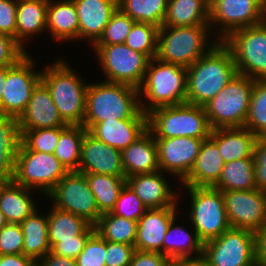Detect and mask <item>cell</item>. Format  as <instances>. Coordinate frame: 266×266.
<instances>
[{
  "label": "cell",
  "mask_w": 266,
  "mask_h": 266,
  "mask_svg": "<svg viewBox=\"0 0 266 266\" xmlns=\"http://www.w3.org/2000/svg\"><path fill=\"white\" fill-rule=\"evenodd\" d=\"M209 27L210 25L160 27L156 58L186 68L191 66L218 42L212 40L208 44V32L211 31Z\"/></svg>",
  "instance_id": "5b68a950"
},
{
  "label": "cell",
  "mask_w": 266,
  "mask_h": 266,
  "mask_svg": "<svg viewBox=\"0 0 266 266\" xmlns=\"http://www.w3.org/2000/svg\"><path fill=\"white\" fill-rule=\"evenodd\" d=\"M47 9L48 0H17L16 41L24 49L27 37L46 31Z\"/></svg>",
  "instance_id": "4dcf8cb0"
},
{
  "label": "cell",
  "mask_w": 266,
  "mask_h": 266,
  "mask_svg": "<svg viewBox=\"0 0 266 266\" xmlns=\"http://www.w3.org/2000/svg\"><path fill=\"white\" fill-rule=\"evenodd\" d=\"M90 235H78L74 239L62 240L57 242L51 252L62 257L76 259L84 248V244Z\"/></svg>",
  "instance_id": "816d5d0a"
},
{
  "label": "cell",
  "mask_w": 266,
  "mask_h": 266,
  "mask_svg": "<svg viewBox=\"0 0 266 266\" xmlns=\"http://www.w3.org/2000/svg\"><path fill=\"white\" fill-rule=\"evenodd\" d=\"M253 157L256 189L266 192V138H257Z\"/></svg>",
  "instance_id": "681fc988"
},
{
  "label": "cell",
  "mask_w": 266,
  "mask_h": 266,
  "mask_svg": "<svg viewBox=\"0 0 266 266\" xmlns=\"http://www.w3.org/2000/svg\"><path fill=\"white\" fill-rule=\"evenodd\" d=\"M210 138L218 145L224 163L253 156L257 136L245 127L217 128Z\"/></svg>",
  "instance_id": "484cf974"
},
{
  "label": "cell",
  "mask_w": 266,
  "mask_h": 266,
  "mask_svg": "<svg viewBox=\"0 0 266 266\" xmlns=\"http://www.w3.org/2000/svg\"><path fill=\"white\" fill-rule=\"evenodd\" d=\"M79 172L125 177L121 164V151L96 139L88 131L83 137Z\"/></svg>",
  "instance_id": "ac0fdd59"
},
{
  "label": "cell",
  "mask_w": 266,
  "mask_h": 266,
  "mask_svg": "<svg viewBox=\"0 0 266 266\" xmlns=\"http://www.w3.org/2000/svg\"><path fill=\"white\" fill-rule=\"evenodd\" d=\"M49 212L48 239L50 248L62 240L74 239L78 235H91L95 231V227L80 216L53 206Z\"/></svg>",
  "instance_id": "1f68e13d"
},
{
  "label": "cell",
  "mask_w": 266,
  "mask_h": 266,
  "mask_svg": "<svg viewBox=\"0 0 266 266\" xmlns=\"http://www.w3.org/2000/svg\"><path fill=\"white\" fill-rule=\"evenodd\" d=\"M205 139L208 138H155L160 171L177 176L182 182L194 166Z\"/></svg>",
  "instance_id": "e0dca14e"
},
{
  "label": "cell",
  "mask_w": 266,
  "mask_h": 266,
  "mask_svg": "<svg viewBox=\"0 0 266 266\" xmlns=\"http://www.w3.org/2000/svg\"><path fill=\"white\" fill-rule=\"evenodd\" d=\"M258 138H266V80H255L244 125Z\"/></svg>",
  "instance_id": "ab89813d"
},
{
  "label": "cell",
  "mask_w": 266,
  "mask_h": 266,
  "mask_svg": "<svg viewBox=\"0 0 266 266\" xmlns=\"http://www.w3.org/2000/svg\"><path fill=\"white\" fill-rule=\"evenodd\" d=\"M213 187L221 192L256 189L254 157L225 163L221 176Z\"/></svg>",
  "instance_id": "e575fe53"
},
{
  "label": "cell",
  "mask_w": 266,
  "mask_h": 266,
  "mask_svg": "<svg viewBox=\"0 0 266 266\" xmlns=\"http://www.w3.org/2000/svg\"><path fill=\"white\" fill-rule=\"evenodd\" d=\"M254 79L237 74L204 105L211 129L244 127Z\"/></svg>",
  "instance_id": "52a82bcc"
},
{
  "label": "cell",
  "mask_w": 266,
  "mask_h": 266,
  "mask_svg": "<svg viewBox=\"0 0 266 266\" xmlns=\"http://www.w3.org/2000/svg\"><path fill=\"white\" fill-rule=\"evenodd\" d=\"M172 261L160 252L135 250L129 266H171Z\"/></svg>",
  "instance_id": "f5cc1de1"
},
{
  "label": "cell",
  "mask_w": 266,
  "mask_h": 266,
  "mask_svg": "<svg viewBox=\"0 0 266 266\" xmlns=\"http://www.w3.org/2000/svg\"><path fill=\"white\" fill-rule=\"evenodd\" d=\"M264 20L266 0H210L209 25L211 29L213 25L220 26L217 41H223L234 31Z\"/></svg>",
  "instance_id": "5bb4252c"
},
{
  "label": "cell",
  "mask_w": 266,
  "mask_h": 266,
  "mask_svg": "<svg viewBox=\"0 0 266 266\" xmlns=\"http://www.w3.org/2000/svg\"><path fill=\"white\" fill-rule=\"evenodd\" d=\"M67 172L54 154L31 151L21 144L13 181L31 190L40 189L47 195Z\"/></svg>",
  "instance_id": "30bf717a"
},
{
  "label": "cell",
  "mask_w": 266,
  "mask_h": 266,
  "mask_svg": "<svg viewBox=\"0 0 266 266\" xmlns=\"http://www.w3.org/2000/svg\"><path fill=\"white\" fill-rule=\"evenodd\" d=\"M17 0H0V34L16 40Z\"/></svg>",
  "instance_id": "f907efd6"
},
{
  "label": "cell",
  "mask_w": 266,
  "mask_h": 266,
  "mask_svg": "<svg viewBox=\"0 0 266 266\" xmlns=\"http://www.w3.org/2000/svg\"><path fill=\"white\" fill-rule=\"evenodd\" d=\"M148 115V130L154 138H209L211 127L204 106L183 103L161 106Z\"/></svg>",
  "instance_id": "8992f818"
},
{
  "label": "cell",
  "mask_w": 266,
  "mask_h": 266,
  "mask_svg": "<svg viewBox=\"0 0 266 266\" xmlns=\"http://www.w3.org/2000/svg\"><path fill=\"white\" fill-rule=\"evenodd\" d=\"M7 66L0 68V102L3 95L4 85L6 81Z\"/></svg>",
  "instance_id": "680465c9"
},
{
  "label": "cell",
  "mask_w": 266,
  "mask_h": 266,
  "mask_svg": "<svg viewBox=\"0 0 266 266\" xmlns=\"http://www.w3.org/2000/svg\"><path fill=\"white\" fill-rule=\"evenodd\" d=\"M11 36L0 34V68L17 63L27 51Z\"/></svg>",
  "instance_id": "c3c4849f"
},
{
  "label": "cell",
  "mask_w": 266,
  "mask_h": 266,
  "mask_svg": "<svg viewBox=\"0 0 266 266\" xmlns=\"http://www.w3.org/2000/svg\"><path fill=\"white\" fill-rule=\"evenodd\" d=\"M254 247L253 232L230 227L203 243L202 257L210 266H256Z\"/></svg>",
  "instance_id": "4fadbf2b"
},
{
  "label": "cell",
  "mask_w": 266,
  "mask_h": 266,
  "mask_svg": "<svg viewBox=\"0 0 266 266\" xmlns=\"http://www.w3.org/2000/svg\"><path fill=\"white\" fill-rule=\"evenodd\" d=\"M231 228L256 232L266 224V192L234 190L222 192Z\"/></svg>",
  "instance_id": "2e32d148"
},
{
  "label": "cell",
  "mask_w": 266,
  "mask_h": 266,
  "mask_svg": "<svg viewBox=\"0 0 266 266\" xmlns=\"http://www.w3.org/2000/svg\"><path fill=\"white\" fill-rule=\"evenodd\" d=\"M146 210L147 208L140 198L127 184H125L110 213L138 222Z\"/></svg>",
  "instance_id": "ee69618b"
},
{
  "label": "cell",
  "mask_w": 266,
  "mask_h": 266,
  "mask_svg": "<svg viewBox=\"0 0 266 266\" xmlns=\"http://www.w3.org/2000/svg\"><path fill=\"white\" fill-rule=\"evenodd\" d=\"M37 266H77V263L75 259L62 257L49 251L37 262Z\"/></svg>",
  "instance_id": "11a10c76"
},
{
  "label": "cell",
  "mask_w": 266,
  "mask_h": 266,
  "mask_svg": "<svg viewBox=\"0 0 266 266\" xmlns=\"http://www.w3.org/2000/svg\"><path fill=\"white\" fill-rule=\"evenodd\" d=\"M158 31L155 25L135 22L124 43L151 60L157 54Z\"/></svg>",
  "instance_id": "60d3db41"
},
{
  "label": "cell",
  "mask_w": 266,
  "mask_h": 266,
  "mask_svg": "<svg viewBox=\"0 0 266 266\" xmlns=\"http://www.w3.org/2000/svg\"><path fill=\"white\" fill-rule=\"evenodd\" d=\"M255 264L266 266V224L254 232Z\"/></svg>",
  "instance_id": "db71d44e"
},
{
  "label": "cell",
  "mask_w": 266,
  "mask_h": 266,
  "mask_svg": "<svg viewBox=\"0 0 266 266\" xmlns=\"http://www.w3.org/2000/svg\"><path fill=\"white\" fill-rule=\"evenodd\" d=\"M31 189L15 183L5 182L0 185V210L8 223L21 224L37 209L31 197Z\"/></svg>",
  "instance_id": "f1b7e54d"
},
{
  "label": "cell",
  "mask_w": 266,
  "mask_h": 266,
  "mask_svg": "<svg viewBox=\"0 0 266 266\" xmlns=\"http://www.w3.org/2000/svg\"><path fill=\"white\" fill-rule=\"evenodd\" d=\"M174 219L164 236L162 243V254L171 261L182 258H195L202 256L203 243L197 237L196 231L189 233L183 226H177ZM176 225V226H175Z\"/></svg>",
  "instance_id": "d6a6232c"
},
{
  "label": "cell",
  "mask_w": 266,
  "mask_h": 266,
  "mask_svg": "<svg viewBox=\"0 0 266 266\" xmlns=\"http://www.w3.org/2000/svg\"><path fill=\"white\" fill-rule=\"evenodd\" d=\"M184 187L191 196L189 219L202 243L219 237L230 228L220 190L214 187Z\"/></svg>",
  "instance_id": "9c48e42d"
},
{
  "label": "cell",
  "mask_w": 266,
  "mask_h": 266,
  "mask_svg": "<svg viewBox=\"0 0 266 266\" xmlns=\"http://www.w3.org/2000/svg\"><path fill=\"white\" fill-rule=\"evenodd\" d=\"M135 246L106 241L105 266H129Z\"/></svg>",
  "instance_id": "7dc6e473"
},
{
  "label": "cell",
  "mask_w": 266,
  "mask_h": 266,
  "mask_svg": "<svg viewBox=\"0 0 266 266\" xmlns=\"http://www.w3.org/2000/svg\"><path fill=\"white\" fill-rule=\"evenodd\" d=\"M21 130L67 127L46 85L40 81L33 89L25 111L19 117Z\"/></svg>",
  "instance_id": "d6986e66"
},
{
  "label": "cell",
  "mask_w": 266,
  "mask_h": 266,
  "mask_svg": "<svg viewBox=\"0 0 266 266\" xmlns=\"http://www.w3.org/2000/svg\"><path fill=\"white\" fill-rule=\"evenodd\" d=\"M222 42L230 49L238 74L266 80V20L238 29Z\"/></svg>",
  "instance_id": "ba28073f"
},
{
  "label": "cell",
  "mask_w": 266,
  "mask_h": 266,
  "mask_svg": "<svg viewBox=\"0 0 266 266\" xmlns=\"http://www.w3.org/2000/svg\"><path fill=\"white\" fill-rule=\"evenodd\" d=\"M92 47H95L106 82L127 84L137 89L141 86L150 60L145 54L134 51L125 43Z\"/></svg>",
  "instance_id": "8fae6325"
},
{
  "label": "cell",
  "mask_w": 266,
  "mask_h": 266,
  "mask_svg": "<svg viewBox=\"0 0 266 266\" xmlns=\"http://www.w3.org/2000/svg\"><path fill=\"white\" fill-rule=\"evenodd\" d=\"M138 91L139 98L144 96L145 100L150 101L144 104L140 99V108L145 113L161 106L186 103L187 68L152 58Z\"/></svg>",
  "instance_id": "277c9868"
},
{
  "label": "cell",
  "mask_w": 266,
  "mask_h": 266,
  "mask_svg": "<svg viewBox=\"0 0 266 266\" xmlns=\"http://www.w3.org/2000/svg\"><path fill=\"white\" fill-rule=\"evenodd\" d=\"M95 199L96 206L101 214L111 212L123 186L126 177L103 174H85Z\"/></svg>",
  "instance_id": "d590c367"
},
{
  "label": "cell",
  "mask_w": 266,
  "mask_h": 266,
  "mask_svg": "<svg viewBox=\"0 0 266 266\" xmlns=\"http://www.w3.org/2000/svg\"><path fill=\"white\" fill-rule=\"evenodd\" d=\"M121 164L126 178L160 170L158 147L153 134L149 130L121 151Z\"/></svg>",
  "instance_id": "cb8c5ba5"
},
{
  "label": "cell",
  "mask_w": 266,
  "mask_h": 266,
  "mask_svg": "<svg viewBox=\"0 0 266 266\" xmlns=\"http://www.w3.org/2000/svg\"><path fill=\"white\" fill-rule=\"evenodd\" d=\"M23 240L21 224L7 223L0 229V255L23 254Z\"/></svg>",
  "instance_id": "bcb514c9"
},
{
  "label": "cell",
  "mask_w": 266,
  "mask_h": 266,
  "mask_svg": "<svg viewBox=\"0 0 266 266\" xmlns=\"http://www.w3.org/2000/svg\"><path fill=\"white\" fill-rule=\"evenodd\" d=\"M137 221L128 220L110 212L102 214L94 225L95 232L108 242L134 246L137 237Z\"/></svg>",
  "instance_id": "74e56055"
},
{
  "label": "cell",
  "mask_w": 266,
  "mask_h": 266,
  "mask_svg": "<svg viewBox=\"0 0 266 266\" xmlns=\"http://www.w3.org/2000/svg\"><path fill=\"white\" fill-rule=\"evenodd\" d=\"M22 133L19 117L0 114V182L13 181L15 160L20 145Z\"/></svg>",
  "instance_id": "4316f807"
},
{
  "label": "cell",
  "mask_w": 266,
  "mask_h": 266,
  "mask_svg": "<svg viewBox=\"0 0 266 266\" xmlns=\"http://www.w3.org/2000/svg\"><path fill=\"white\" fill-rule=\"evenodd\" d=\"M38 214L36 210L21 223L24 234L23 254L36 263L51 251L48 239V215L44 217Z\"/></svg>",
  "instance_id": "836d02e7"
},
{
  "label": "cell",
  "mask_w": 266,
  "mask_h": 266,
  "mask_svg": "<svg viewBox=\"0 0 266 266\" xmlns=\"http://www.w3.org/2000/svg\"><path fill=\"white\" fill-rule=\"evenodd\" d=\"M135 21L119 8L110 18L100 38L93 45H114L125 42Z\"/></svg>",
  "instance_id": "7bdbcfd3"
},
{
  "label": "cell",
  "mask_w": 266,
  "mask_h": 266,
  "mask_svg": "<svg viewBox=\"0 0 266 266\" xmlns=\"http://www.w3.org/2000/svg\"><path fill=\"white\" fill-rule=\"evenodd\" d=\"M0 266H37V263L24 254L0 255Z\"/></svg>",
  "instance_id": "9f6ffc18"
},
{
  "label": "cell",
  "mask_w": 266,
  "mask_h": 266,
  "mask_svg": "<svg viewBox=\"0 0 266 266\" xmlns=\"http://www.w3.org/2000/svg\"><path fill=\"white\" fill-rule=\"evenodd\" d=\"M42 71L41 81L49 89L62 120L67 125H83L88 84L62 59Z\"/></svg>",
  "instance_id": "3957f363"
},
{
  "label": "cell",
  "mask_w": 266,
  "mask_h": 266,
  "mask_svg": "<svg viewBox=\"0 0 266 266\" xmlns=\"http://www.w3.org/2000/svg\"><path fill=\"white\" fill-rule=\"evenodd\" d=\"M105 254L106 240L94 231L75 260L77 266H105Z\"/></svg>",
  "instance_id": "f6af8a7d"
},
{
  "label": "cell",
  "mask_w": 266,
  "mask_h": 266,
  "mask_svg": "<svg viewBox=\"0 0 266 266\" xmlns=\"http://www.w3.org/2000/svg\"><path fill=\"white\" fill-rule=\"evenodd\" d=\"M46 31L56 40H79V20L73 0H48Z\"/></svg>",
  "instance_id": "83f0119b"
},
{
  "label": "cell",
  "mask_w": 266,
  "mask_h": 266,
  "mask_svg": "<svg viewBox=\"0 0 266 266\" xmlns=\"http://www.w3.org/2000/svg\"><path fill=\"white\" fill-rule=\"evenodd\" d=\"M230 49L218 41L187 67L186 103L204 106L237 75Z\"/></svg>",
  "instance_id": "6da1fadb"
},
{
  "label": "cell",
  "mask_w": 266,
  "mask_h": 266,
  "mask_svg": "<svg viewBox=\"0 0 266 266\" xmlns=\"http://www.w3.org/2000/svg\"><path fill=\"white\" fill-rule=\"evenodd\" d=\"M148 130V118L104 120L95 123L88 132L107 145L123 151Z\"/></svg>",
  "instance_id": "7402d4cb"
},
{
  "label": "cell",
  "mask_w": 266,
  "mask_h": 266,
  "mask_svg": "<svg viewBox=\"0 0 266 266\" xmlns=\"http://www.w3.org/2000/svg\"><path fill=\"white\" fill-rule=\"evenodd\" d=\"M66 127L39 128L21 130L22 144L31 151L53 154L59 141L60 133Z\"/></svg>",
  "instance_id": "b9f144b4"
},
{
  "label": "cell",
  "mask_w": 266,
  "mask_h": 266,
  "mask_svg": "<svg viewBox=\"0 0 266 266\" xmlns=\"http://www.w3.org/2000/svg\"><path fill=\"white\" fill-rule=\"evenodd\" d=\"M47 197L52 198L53 207L80 216L93 226L102 216L85 174L79 171H68Z\"/></svg>",
  "instance_id": "7c38bea8"
},
{
  "label": "cell",
  "mask_w": 266,
  "mask_h": 266,
  "mask_svg": "<svg viewBox=\"0 0 266 266\" xmlns=\"http://www.w3.org/2000/svg\"><path fill=\"white\" fill-rule=\"evenodd\" d=\"M126 184L135 192L147 209L178 207L176 199L178 194L176 191L174 192L173 187L169 186L160 170L127 177Z\"/></svg>",
  "instance_id": "44dd1931"
},
{
  "label": "cell",
  "mask_w": 266,
  "mask_h": 266,
  "mask_svg": "<svg viewBox=\"0 0 266 266\" xmlns=\"http://www.w3.org/2000/svg\"><path fill=\"white\" fill-rule=\"evenodd\" d=\"M28 52L17 63L7 66L6 81L0 102V114L20 117L33 89L41 81L42 72L33 70L34 59Z\"/></svg>",
  "instance_id": "9a60e30c"
},
{
  "label": "cell",
  "mask_w": 266,
  "mask_h": 266,
  "mask_svg": "<svg viewBox=\"0 0 266 266\" xmlns=\"http://www.w3.org/2000/svg\"><path fill=\"white\" fill-rule=\"evenodd\" d=\"M174 266H210L209 263L201 256L198 258H182L172 261Z\"/></svg>",
  "instance_id": "6f0895ef"
},
{
  "label": "cell",
  "mask_w": 266,
  "mask_h": 266,
  "mask_svg": "<svg viewBox=\"0 0 266 266\" xmlns=\"http://www.w3.org/2000/svg\"><path fill=\"white\" fill-rule=\"evenodd\" d=\"M224 164L218 145L209 137L203 141L194 166L181 183L184 186L213 187L221 176Z\"/></svg>",
  "instance_id": "d4e9b609"
},
{
  "label": "cell",
  "mask_w": 266,
  "mask_h": 266,
  "mask_svg": "<svg viewBox=\"0 0 266 266\" xmlns=\"http://www.w3.org/2000/svg\"><path fill=\"white\" fill-rule=\"evenodd\" d=\"M168 0H118V8L135 22L160 28L167 11Z\"/></svg>",
  "instance_id": "f35d334b"
},
{
  "label": "cell",
  "mask_w": 266,
  "mask_h": 266,
  "mask_svg": "<svg viewBox=\"0 0 266 266\" xmlns=\"http://www.w3.org/2000/svg\"><path fill=\"white\" fill-rule=\"evenodd\" d=\"M148 118L140 108L139 91L122 83H88L83 127L88 131L104 120Z\"/></svg>",
  "instance_id": "7a4b0ae2"
},
{
  "label": "cell",
  "mask_w": 266,
  "mask_h": 266,
  "mask_svg": "<svg viewBox=\"0 0 266 266\" xmlns=\"http://www.w3.org/2000/svg\"><path fill=\"white\" fill-rule=\"evenodd\" d=\"M177 207L147 209L138 220L135 249L162 253V243L171 222L176 219Z\"/></svg>",
  "instance_id": "ffe728a7"
},
{
  "label": "cell",
  "mask_w": 266,
  "mask_h": 266,
  "mask_svg": "<svg viewBox=\"0 0 266 266\" xmlns=\"http://www.w3.org/2000/svg\"><path fill=\"white\" fill-rule=\"evenodd\" d=\"M210 0H168L162 26L209 25Z\"/></svg>",
  "instance_id": "f546056e"
},
{
  "label": "cell",
  "mask_w": 266,
  "mask_h": 266,
  "mask_svg": "<svg viewBox=\"0 0 266 266\" xmlns=\"http://www.w3.org/2000/svg\"><path fill=\"white\" fill-rule=\"evenodd\" d=\"M7 223L8 222L5 218V216L3 215V213L0 210V229L3 228Z\"/></svg>",
  "instance_id": "91938a15"
},
{
  "label": "cell",
  "mask_w": 266,
  "mask_h": 266,
  "mask_svg": "<svg viewBox=\"0 0 266 266\" xmlns=\"http://www.w3.org/2000/svg\"><path fill=\"white\" fill-rule=\"evenodd\" d=\"M79 20V40L88 39L92 45L100 38L118 0H73Z\"/></svg>",
  "instance_id": "603a6c76"
},
{
  "label": "cell",
  "mask_w": 266,
  "mask_h": 266,
  "mask_svg": "<svg viewBox=\"0 0 266 266\" xmlns=\"http://www.w3.org/2000/svg\"><path fill=\"white\" fill-rule=\"evenodd\" d=\"M87 130L81 125H68L59 136L54 156L67 171H78L81 146Z\"/></svg>",
  "instance_id": "8d00e7d4"
}]
</instances>
